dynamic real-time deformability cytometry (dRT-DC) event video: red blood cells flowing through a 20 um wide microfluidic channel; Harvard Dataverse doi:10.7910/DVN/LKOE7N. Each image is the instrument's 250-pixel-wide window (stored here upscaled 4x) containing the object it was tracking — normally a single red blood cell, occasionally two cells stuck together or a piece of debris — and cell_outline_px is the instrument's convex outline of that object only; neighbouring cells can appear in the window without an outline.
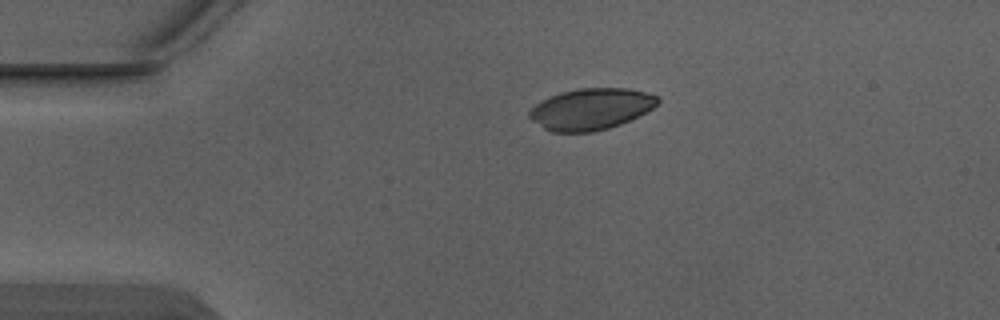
{"species": "Egyptian fruit bat (a non-hibernating species)", "species_latin": "Rousettus aegyptiacus", "temperature_condition": "warm", "stored_images_in_passage": 3, "camera_frame_rate_fps": 3000, "um_per_image_px": 0.085, "animal": {"sex": "male"}, "frame": {"image": 1, "passage_image": 3, "time_ms": 0.667, "image_size_px": [1000, 320], "cell_outline_px": [[660, 100], [652, 108], [620, 124], [608, 128], [592, 132], [552, 132], [544, 128], [532, 120], [528, 116], [528, 112], [536, 104], [560, 92], [580, 88], [628, 88], [644, 92], [656, 96]], "centroid_in_image_um": [50.2, 9.27], "position_along_channel_um": 34.8, "area_um2": 30.46}}